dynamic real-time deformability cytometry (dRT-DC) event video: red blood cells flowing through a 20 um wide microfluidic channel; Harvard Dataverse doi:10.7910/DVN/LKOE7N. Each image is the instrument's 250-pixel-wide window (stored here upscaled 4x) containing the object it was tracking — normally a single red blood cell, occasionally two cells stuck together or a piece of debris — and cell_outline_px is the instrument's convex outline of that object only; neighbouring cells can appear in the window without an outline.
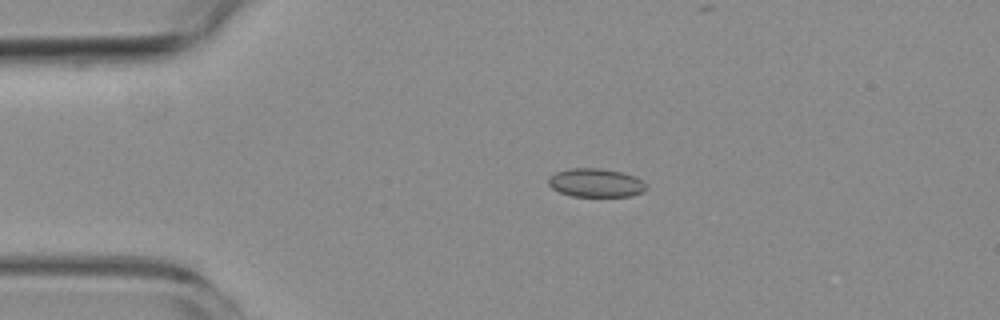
{"species": "common noctule bat (a hibernating species)", "species_latin": "Nyctalus noctula", "temperature_condition": "room temperature", "stored_images_in_passage": 4, "camera_frame_rate_fps": 3000, "um_per_image_px": 0.085, "animal": {"sex": "female", "body_mass_g": 19.3, "forearm_length_mm": 54.1}, "frame": {"image": 1, "passage_image": 2, "time_ms": 1.333, "image_size_px": [1000, 320], "cell_outline_px": [[648, 188], [644, 192], [632, 196], [572, 196], [560, 192], [552, 188], [548, 184], [548, 176], [556, 172], [568, 168], [600, 168], [620, 172], [636, 176]], "centroid_in_image_um": [50.63, 15.54], "position_along_channel_um": 34.4, "area_um2": 16.36}}
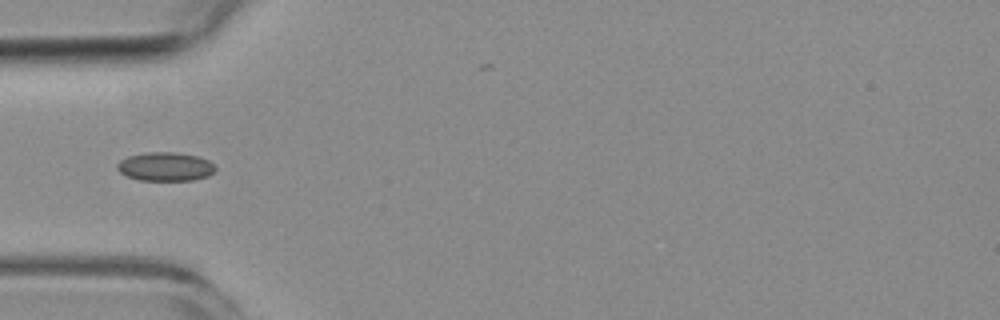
{"frame": {"image": 2, "passage_image": 4, "time_ms": 3.333, "image_size_px": [1000, 320], "cell_outline_px": [[216, 168], [208, 176], [192, 180], [140, 180], [128, 176], [120, 172], [116, 168], [116, 164], [120, 160], [128, 156], [144, 152], [172, 152], [196, 156], [208, 160]], "centroid_in_image_um": [14.01, 14.16], "position_along_channel_um": 71.0, "area_um2": 16.3}}